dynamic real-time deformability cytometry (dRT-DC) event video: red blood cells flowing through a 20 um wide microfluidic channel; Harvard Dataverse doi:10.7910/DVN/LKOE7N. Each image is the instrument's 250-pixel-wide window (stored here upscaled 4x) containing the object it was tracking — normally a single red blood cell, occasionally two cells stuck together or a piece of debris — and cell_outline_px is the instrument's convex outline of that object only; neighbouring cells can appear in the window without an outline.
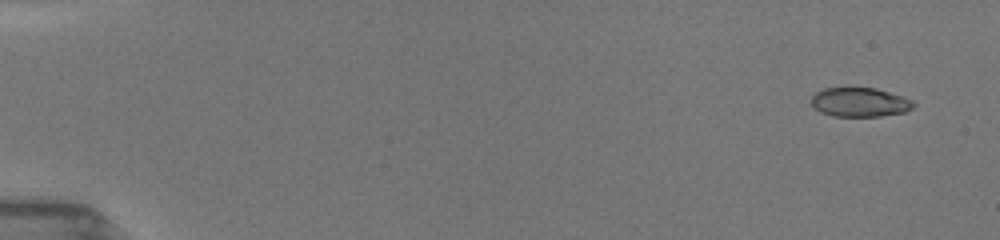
{"species": "common noctule bat (a hibernating species)", "species_latin": "Nyctalus noctula", "temperature_condition": "room temperature", "stored_images_in_passage": 44, "camera_frame_rate_fps": 3000, "um_per_image_px": 0.085, "animal": {"sex": "female", "body_mass_g": 19.5, "forearm_length_mm": 54.1}, "frame": {"image": 1, "passage_image": 3, "time_ms": 0.667, "image_size_px": [1000, 240], "cell_outline_px": [[916, 104], [912, 108], [904, 112], [880, 116], [832, 116], [820, 112], [812, 104], [812, 96], [816, 92], [824, 88], [844, 84], [876, 88], [904, 96], [912, 100]], "centroid_in_image_um": [73.06, 8.63], "position_along_channel_um": 11.9, "area_um2": 18.09}}